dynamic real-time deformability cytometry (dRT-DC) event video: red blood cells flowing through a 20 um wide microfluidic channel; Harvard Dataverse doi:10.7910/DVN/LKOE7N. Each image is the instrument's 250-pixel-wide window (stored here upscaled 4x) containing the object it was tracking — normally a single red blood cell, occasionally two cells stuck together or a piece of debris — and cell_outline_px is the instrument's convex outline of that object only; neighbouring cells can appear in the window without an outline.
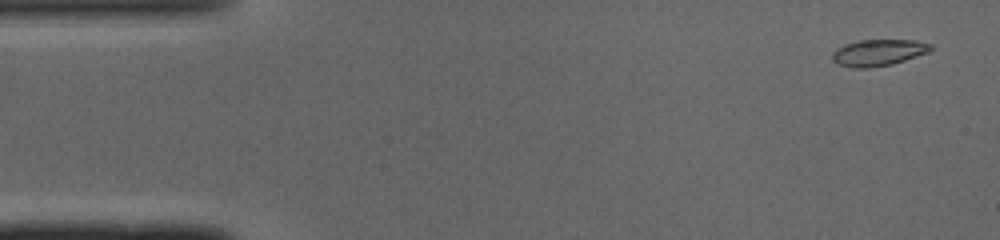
{"species": "common noctule bat (a hibernating species)", "species_latin": "Nyctalus noctula", "temperature_condition": "cold", "stored_images_in_passage": 48, "camera_frame_rate_fps": 3000, "um_per_image_px": 0.085, "animal": {"sex": "male", "body_mass_g": 19.0, "forearm_length_mm": 50.8}, "frame": {"image": 1, "passage_image": 2, "time_ms": 0.333, "image_size_px": [1000, 240], "cell_outline_px": [[932, 48], [928, 52], [892, 64], [868, 68], [852, 68], [836, 64], [832, 60], [832, 52], [836, 48], [844, 44], [860, 40], [916, 40], [932, 44]], "centroid_in_image_um": [74.61, 4.47], "position_along_channel_um": 10.4, "area_um2": 15.26}}
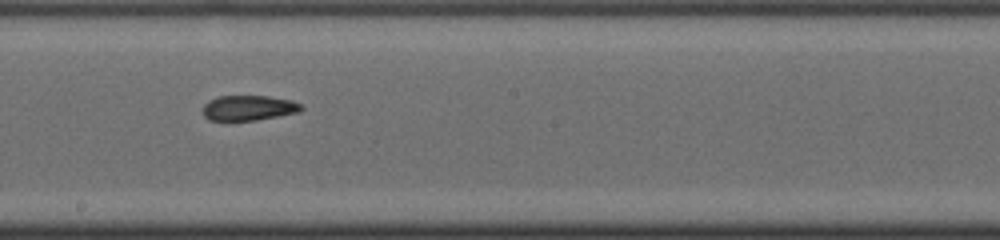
{"frame": {"image": 2, "passage_image": 26, "time_ms": 8.333, "image_size_px": [1000, 240], "cell_outline_px": [[304, 108], [300, 112], [256, 120], [208, 120], [204, 116], [204, 104], [208, 100], [220, 96], [268, 96], [292, 100], [304, 104]], "centroid_in_image_um": [21.19, 9.16], "position_along_channel_um": 227.0, "area_um2": 14.51}}
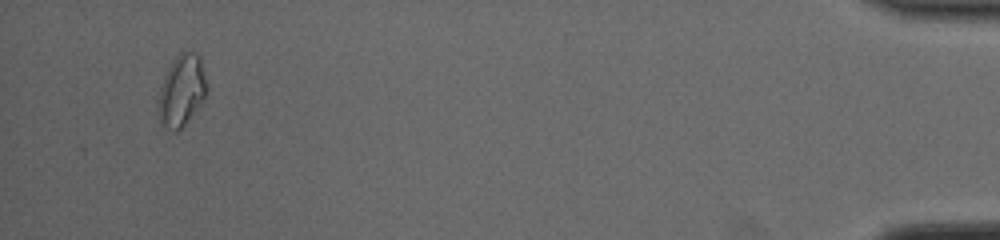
{"frame": {"image": 3, "passage_image": 46, "time_ms": 15.0, "image_size_px": [1000, 240], "cell_outline_px": [[204, 96], [184, 124], [176, 132], [160, 124], [160, 88], [168, 68], [172, 60], [180, 52], [196, 52], [200, 56], [204, 76]], "centroid_in_image_um": [15.41, 7.65], "position_along_channel_um": 419.8, "area_um2": 19.02}, "authors_computed_cell_mechanics": {"area_um2": 15.7216, "velocity_mm_per_s": 4.1093, "shape_relaxation_time_tau1_ms": null, "shape_relaxation_time_tau2_ms": 4.5228, "deformation_change_tau1": null, "deformation_change_tau2": 0.0917}}